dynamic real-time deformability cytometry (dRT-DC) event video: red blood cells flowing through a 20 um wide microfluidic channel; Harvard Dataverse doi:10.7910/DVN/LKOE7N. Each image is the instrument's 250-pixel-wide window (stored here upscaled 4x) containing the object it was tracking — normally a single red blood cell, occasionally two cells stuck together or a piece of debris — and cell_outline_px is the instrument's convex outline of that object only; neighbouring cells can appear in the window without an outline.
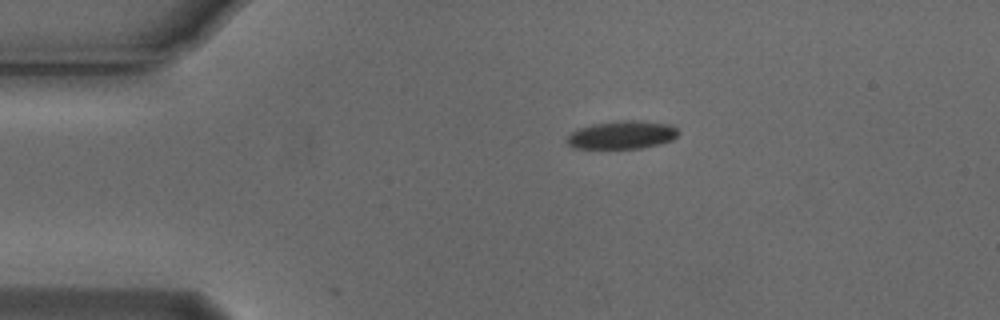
{"species": "Egyptian fruit bat (a non-hibernating species)", "species_latin": "Rousettus aegyptiacus", "temperature_condition": "cold", "stored_images_in_passage": 3, "camera_frame_rate_fps": 3000, "um_per_image_px": 0.085, "animal": {"sex": "male"}, "frame": {"image": 1, "passage_image": 1, "time_ms": 0.0, "image_size_px": [1000, 320], "cell_outline_px": [[680, 132], [672, 140], [660, 144], [640, 148], [572, 148], [568, 144], [568, 136], [572, 132], [580, 128], [592, 124], [620, 120], [636, 120], [672, 124]], "centroid_in_image_um": [52.91, 11.46], "position_along_channel_um": 32.1, "area_um2": 18.21}}
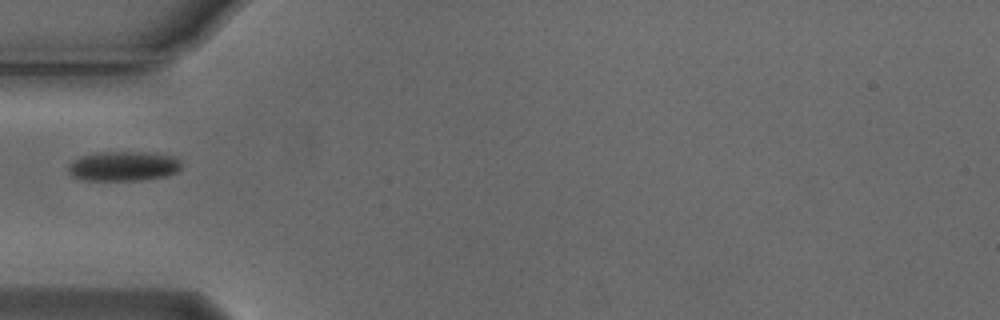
{"frame": {"image": 2, "passage_image": 3, "time_ms": 0.667, "image_size_px": [1000, 320], "cell_outline_px": [[184, 164], [176, 172], [168, 176], [140, 180], [84, 180], [72, 176], [68, 172], [68, 164], [72, 160], [80, 156], [100, 152], [156, 152], [176, 156]], "centroid_in_image_um": [10.53, 14.11], "position_along_channel_um": 74.5, "area_um2": 20.0}}